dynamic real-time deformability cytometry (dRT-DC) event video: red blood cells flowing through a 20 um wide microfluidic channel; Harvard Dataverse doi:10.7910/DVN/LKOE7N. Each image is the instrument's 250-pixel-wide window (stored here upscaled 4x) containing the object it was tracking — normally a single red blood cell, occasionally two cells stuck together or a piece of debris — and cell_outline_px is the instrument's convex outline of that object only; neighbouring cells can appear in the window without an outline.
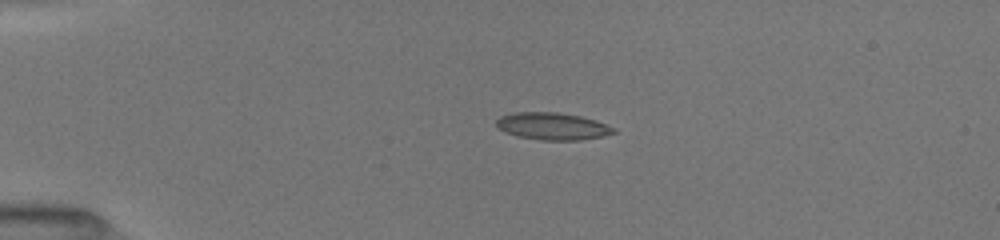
{"species": "common noctule bat (a hibernating species)", "species_latin": "Nyctalus noctula", "temperature_condition": "room temperature", "stored_images_in_passage": 12, "camera_frame_rate_fps": 3000, "um_per_image_px": 0.085, "animal": {"sex": "female", "body_mass_g": 19.5, "forearm_length_mm": 54.1}, "frame": {"image": 1, "passage_image": 9, "time_ms": 3.667, "image_size_px": [1000, 240], "cell_outline_px": [[616, 132], [604, 136], [580, 140], [540, 140], [516, 136], [504, 132], [496, 128], [496, 120], [500, 116], [516, 112], [556, 112], [580, 116], [596, 120], [616, 128]], "centroid_in_image_um": [46.95, 10.73], "position_along_channel_um": 38.1, "area_um2": 18.79}}
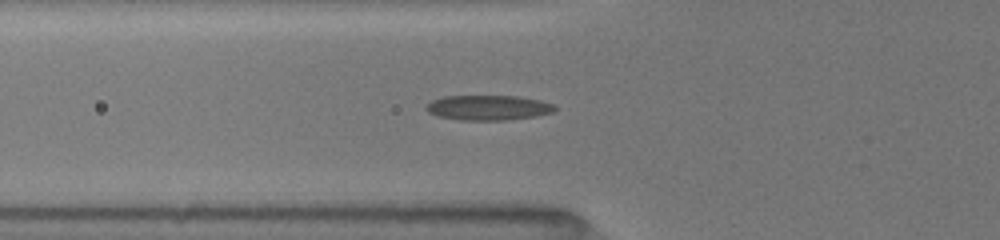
{"frame": {"image": 2, "passage_image": 12, "time_ms": 6.0, "image_size_px": [1000, 240], "cell_outline_px": [[556, 108], [552, 112], [536, 116], [508, 120], [460, 120], [436, 116], [428, 112], [424, 108], [432, 100], [444, 96], [516, 96], [540, 100], [552, 104]], "centroid_in_image_um": [41.46, 9.15], "position_along_channel_um": 84.3, "area_um2": 18.73}}